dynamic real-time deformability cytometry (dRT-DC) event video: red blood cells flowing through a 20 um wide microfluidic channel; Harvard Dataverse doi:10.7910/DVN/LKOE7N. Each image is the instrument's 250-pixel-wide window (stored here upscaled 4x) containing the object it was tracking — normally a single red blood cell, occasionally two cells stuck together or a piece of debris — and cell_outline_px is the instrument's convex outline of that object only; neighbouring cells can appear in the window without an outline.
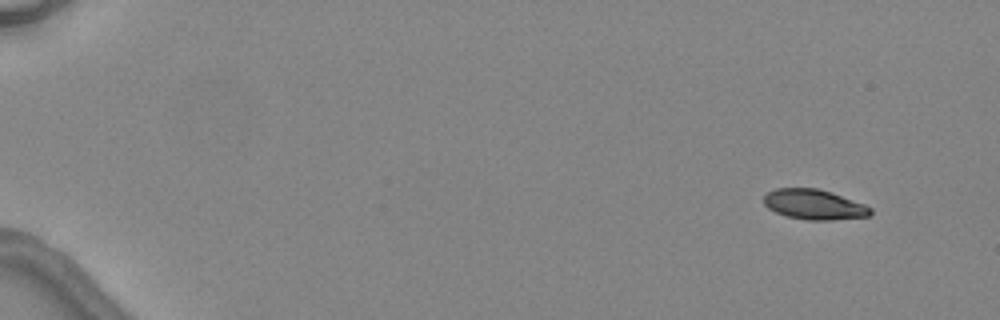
{"species": "common noctule bat (a hibernating species)", "species_latin": "Nyctalus noctula", "temperature_condition": "warm", "stored_images_in_passage": 6, "camera_frame_rate_fps": 3000, "um_per_image_px": 0.085, "animal": {"sex": "female", "body_mass_g": 24.6, "forearm_length_mm": 56.2}, "frame": {"image": 1, "passage_image": 1, "time_ms": 0.0, "image_size_px": [1000, 320], "cell_outline_px": [[872, 212], [868, 216], [832, 220], [808, 220], [788, 216], [776, 212], [768, 208], [764, 204], [764, 196], [768, 192], [776, 188], [816, 188], [832, 192], [864, 204], [872, 208]], "centroid_in_image_um": [69.2, 17.38], "position_along_channel_um": 15.8, "area_um2": 18.61}}
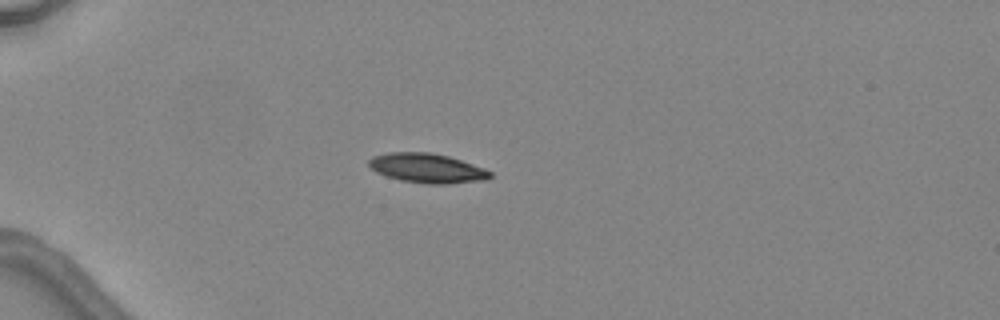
{"frame": {"image": 2, "passage_image": 4, "time_ms": 3.667, "image_size_px": [1000, 320], "cell_outline_px": [[492, 176], [488, 180], [444, 184], [428, 184], [400, 180], [376, 172], [368, 164], [368, 160], [372, 156], [388, 152], [428, 152], [448, 156], [484, 168], [492, 172]], "centroid_in_image_um": [36.31, 14.29], "position_along_channel_um": 48.7, "area_um2": 20.81}}